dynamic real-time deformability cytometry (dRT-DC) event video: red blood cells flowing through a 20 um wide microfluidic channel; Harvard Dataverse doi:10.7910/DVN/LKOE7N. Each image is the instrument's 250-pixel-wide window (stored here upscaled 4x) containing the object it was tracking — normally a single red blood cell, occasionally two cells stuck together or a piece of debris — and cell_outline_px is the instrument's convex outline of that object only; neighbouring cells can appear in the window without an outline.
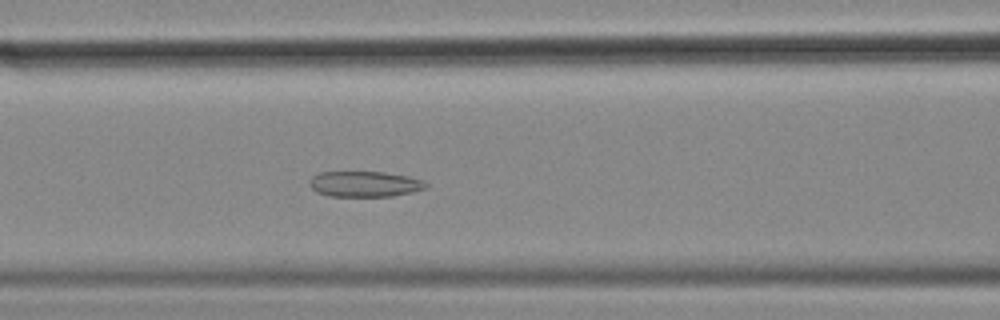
{"species": "common noctule bat (a hibernating species)", "species_latin": "Nyctalus noctula", "temperature_condition": "cold", "stored_images_in_passage": 57, "camera_frame_rate_fps": 3000, "um_per_image_px": 0.085, "animal": {"sex": "female", "body_mass_g": 18.4}, "frame": {"image": 1, "passage_image": 24, "time_ms": 7.667, "image_size_px": [1000, 320], "cell_outline_px": [[428, 188], [392, 196], [328, 196], [316, 192], [308, 184], [308, 180], [312, 176], [320, 172], [384, 172], [408, 176], [424, 180], [428, 184]], "centroid_in_image_um": [30.98, 15.64], "position_along_channel_um": 135.6, "area_um2": 17.51}}
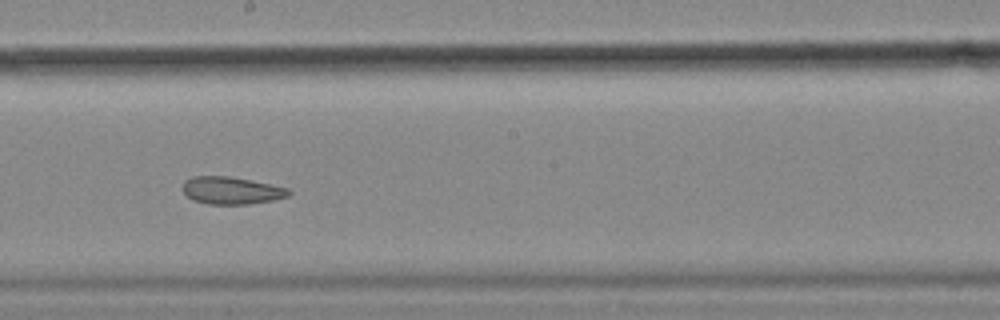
{"frame": {"image": 2, "passage_image": 32, "time_ms": 10.333, "image_size_px": [1000, 320], "cell_outline_px": [[292, 192], [288, 196], [272, 200], [248, 204], [208, 204], [192, 200], [180, 188], [184, 180], [192, 176], [228, 176], [288, 188]], "centroid_in_image_um": [19.61, 16.19], "position_along_channel_um": 228.6, "area_um2": 16.88}}
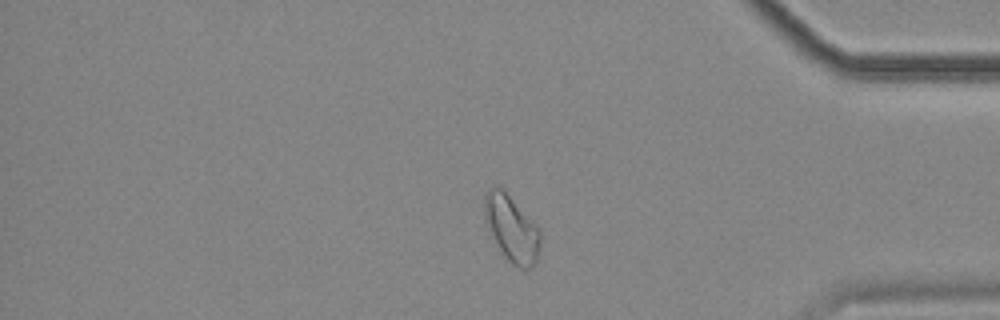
{"frame": {"image": 3, "passage_image": 48, "time_ms": 15.667, "image_size_px": [1000, 320], "cell_outline_px": [[540, 248], [536, 264], [528, 268], [520, 268], [512, 264], [504, 256], [488, 224], [484, 212], [484, 196], [488, 188], [496, 184], [504, 188], [540, 228]], "centroid_in_image_um": [43.52, 19.36], "position_along_channel_um": 391.7, "area_um2": 21.56}, "authors_computed_cell_mechanics": {"area_um2": 21.5594, "velocity_mm_per_s": 3.4997, "shape_relaxation_time_tau1_ms": null, "shape_relaxation_time_tau2_ms": 5.3975, "deformation_change_tau1": null, "deformation_change_tau2": 0.1138}}